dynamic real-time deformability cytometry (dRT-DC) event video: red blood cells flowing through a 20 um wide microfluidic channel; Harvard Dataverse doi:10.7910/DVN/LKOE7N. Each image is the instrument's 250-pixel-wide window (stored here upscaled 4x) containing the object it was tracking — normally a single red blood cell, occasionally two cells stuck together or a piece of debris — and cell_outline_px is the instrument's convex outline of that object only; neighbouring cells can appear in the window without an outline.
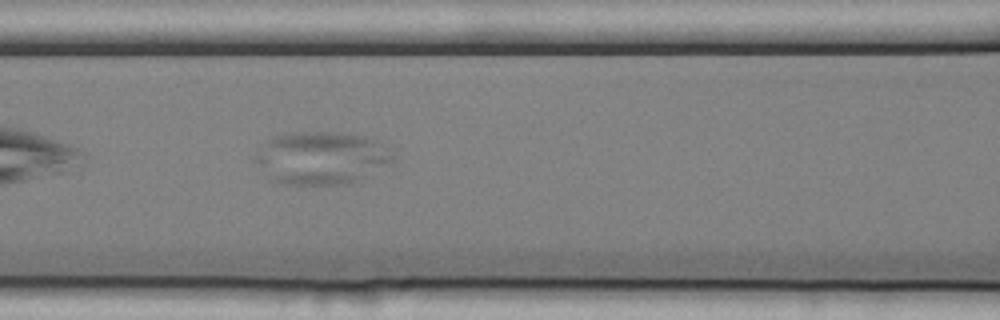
{"species": "common noctule bat (a hibernating species)", "species_latin": "Nyctalus noctula", "temperature_condition": "cold", "stored_images_in_passage": 5, "segment_of_instrument_passage": [1, 2], "camera_frame_rate_fps": 3000, "um_per_image_px": 0.085, "animal": {"sex": "female", "body_mass_g": 25.1}, "frame": {"image": 1, "passage_image": 4, "time_ms": 1.0, "image_size_px": [1000, 320], "cell_outline_px": [[396, 148], [392, 160], [360, 180], [352, 184], [276, 184], [252, 160], [264, 144], [268, 140], [276, 136], [296, 132], [340, 132], [364, 136], [380, 140]], "centroid_in_image_um": [27.37, 13.42], "position_along_channel_um": 139.2, "area_um2": 42.71}}